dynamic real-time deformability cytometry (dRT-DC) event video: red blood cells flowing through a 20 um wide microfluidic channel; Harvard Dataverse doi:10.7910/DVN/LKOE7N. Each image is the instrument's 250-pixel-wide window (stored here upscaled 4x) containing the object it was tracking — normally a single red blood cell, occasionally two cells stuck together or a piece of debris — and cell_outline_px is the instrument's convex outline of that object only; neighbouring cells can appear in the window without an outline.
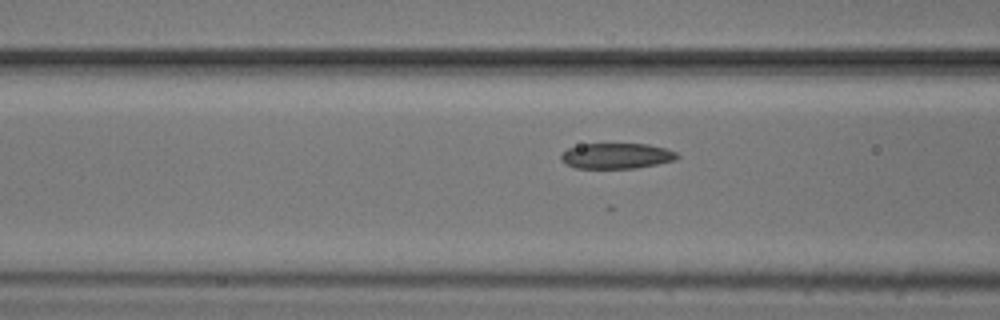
{"species": "common noctule bat (a hibernating species)", "species_latin": "Nyctalus noctula", "temperature_condition": "cold", "stored_images_in_passage": 7, "camera_frame_rate_fps": 3000, "um_per_image_px": 0.085, "animal": {"sex": "male", "body_mass_g": 20.5, "forearm_length_mm": 52.5}, "frame": {"image": 1, "passage_image": 7, "time_ms": 7.667, "image_size_px": [1000, 320], "cell_outline_px": [[680, 156], [676, 160], [636, 168], [576, 168], [564, 164], [560, 160], [560, 156], [568, 148], [580, 144], [648, 144], [668, 148], [676, 152]], "centroid_in_image_um": [52.41, 13.25], "position_along_channel_um": 114.2, "area_um2": 17.46}}